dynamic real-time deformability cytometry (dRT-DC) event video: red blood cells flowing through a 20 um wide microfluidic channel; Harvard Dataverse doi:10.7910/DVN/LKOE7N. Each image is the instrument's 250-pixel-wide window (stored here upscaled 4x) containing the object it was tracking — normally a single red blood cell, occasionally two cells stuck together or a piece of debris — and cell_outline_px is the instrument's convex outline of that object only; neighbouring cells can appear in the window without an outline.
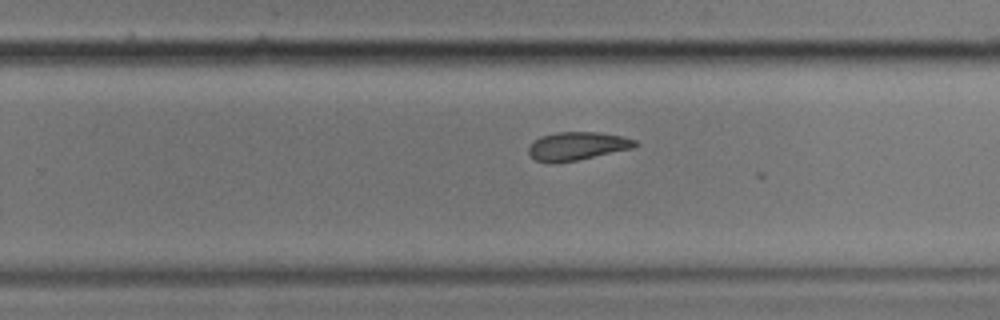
{"species": "common noctule bat (a hibernating species)", "species_latin": "Nyctalus noctula", "temperature_condition": "cold", "stored_images_in_passage": 21, "camera_frame_rate_fps": 3000, "um_per_image_px": 0.085, "animal": {"sex": "male", "body_mass_g": 17.9}, "frame": {"image": 1, "passage_image": 18, "time_ms": 5.667, "image_size_px": [1000, 320], "cell_outline_px": [[640, 144], [632, 148], [576, 160], [556, 164], [552, 164], [536, 160], [528, 152], [528, 148], [540, 136], [556, 132], [596, 132], [620, 136], [636, 140]], "centroid_in_image_um": [49.04, 12.42], "position_along_channel_um": 280.8, "area_um2": 17.4}}